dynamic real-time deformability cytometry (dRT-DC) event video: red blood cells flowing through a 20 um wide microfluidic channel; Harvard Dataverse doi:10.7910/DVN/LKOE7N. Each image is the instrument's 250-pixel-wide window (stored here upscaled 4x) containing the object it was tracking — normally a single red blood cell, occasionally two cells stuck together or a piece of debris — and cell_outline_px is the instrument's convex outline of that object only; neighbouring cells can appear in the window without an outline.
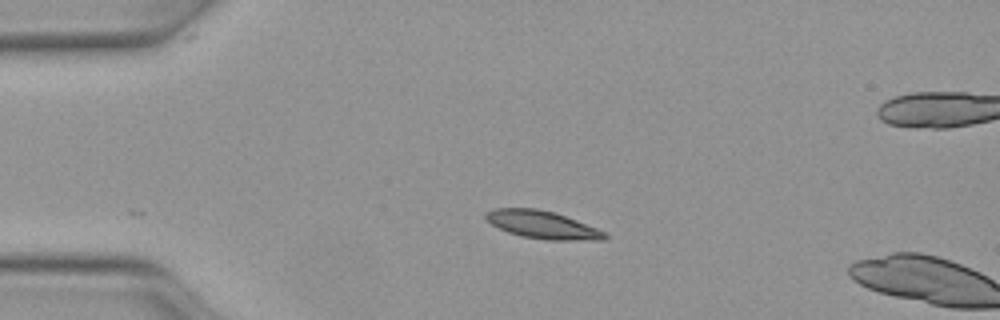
{"species": "Egyptian fruit bat (a non-hibernating species)", "species_latin": "Rousettus aegyptiacus", "temperature_condition": "warm", "stored_images_in_passage": 4, "camera_frame_rate_fps": 3000, "um_per_image_px": 0.085, "animal": {"sex": "female"}, "frame": {"image": 1, "passage_image": 1, "time_ms": 0.0, "image_size_px": [1000, 320], "cell_outline_px": [[608, 236], [604, 240], [544, 240], [520, 236], [508, 232], [484, 220], [484, 212], [496, 208], [536, 208], [556, 212], [596, 228], [604, 232]], "centroid_in_image_um": [46.06, 19.1], "position_along_channel_um": 38.9, "area_um2": 19.36}}